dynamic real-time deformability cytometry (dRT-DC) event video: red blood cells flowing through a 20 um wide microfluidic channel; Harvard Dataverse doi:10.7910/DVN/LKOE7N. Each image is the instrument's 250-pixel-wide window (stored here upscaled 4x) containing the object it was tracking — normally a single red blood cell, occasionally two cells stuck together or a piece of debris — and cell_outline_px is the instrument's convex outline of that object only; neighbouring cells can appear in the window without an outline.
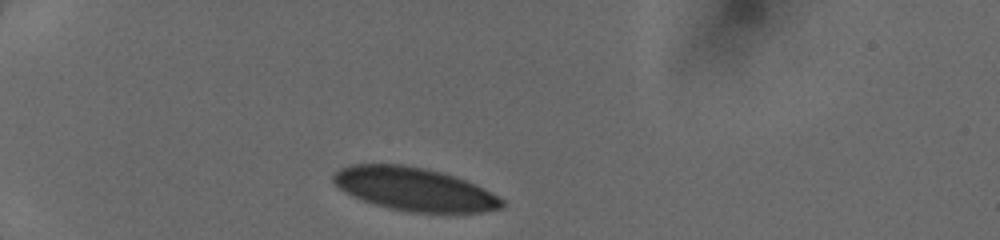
{"species": "human", "species_latin": "Homo sapiens", "temperature_condition": "cold", "stored_images_in_passage": 4, "camera_frame_rate_fps": 3000, "um_per_image_px": 0.085, "donor": {"sex": "female"}, "frame": {"image": 1, "passage_image": 1, "time_ms": 0.0, "image_size_px": [1000, 240], "cell_outline_px": [[504, 208], [484, 212], [408, 212], [388, 208], [352, 196], [344, 192], [332, 180], [332, 176], [340, 168], [352, 164], [400, 164], [424, 168], [440, 172], [476, 184], [484, 188], [504, 200]], "centroid_in_image_um": [35.22, 16.08], "position_along_channel_um": 49.8, "area_um2": 42.25}}